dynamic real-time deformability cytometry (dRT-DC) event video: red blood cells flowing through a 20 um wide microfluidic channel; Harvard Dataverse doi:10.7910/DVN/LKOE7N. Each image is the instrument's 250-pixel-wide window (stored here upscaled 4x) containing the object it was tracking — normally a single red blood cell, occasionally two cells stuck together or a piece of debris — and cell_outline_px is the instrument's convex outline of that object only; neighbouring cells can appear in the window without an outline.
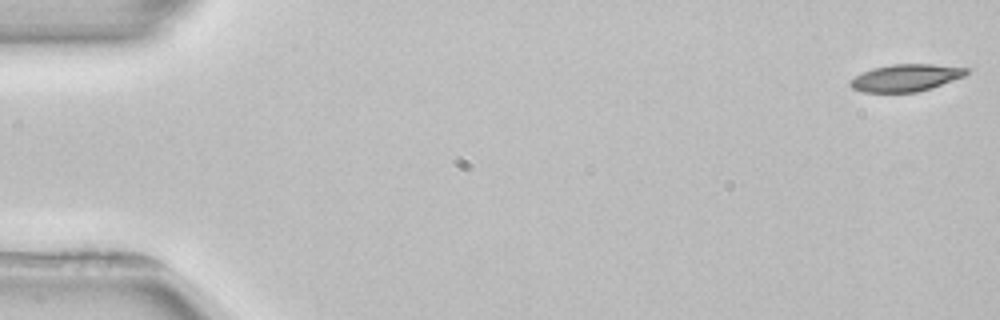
{"species": "common noctule bat (a hibernating species)", "species_latin": "Nyctalus noctula", "temperature_condition": "room temperature", "stored_images_in_passage": 53, "camera_frame_rate_fps": 3000, "um_per_image_px": 0.085, "animal": {"sex": "female", "body_mass_g": 22.7, "forearm_length_mm": 54.2}, "frame": {"image": 1, "passage_image": 1, "time_ms": 0.0, "image_size_px": [1000, 320], "cell_outline_px": [[972, 68], [964, 76], [932, 88], [916, 92], [860, 92], [852, 88], [848, 84], [848, 80], [872, 68], [892, 64], [932, 64]], "centroid_in_image_um": [76.99, 6.61], "position_along_channel_um": 8.0, "area_um2": 18.5}}
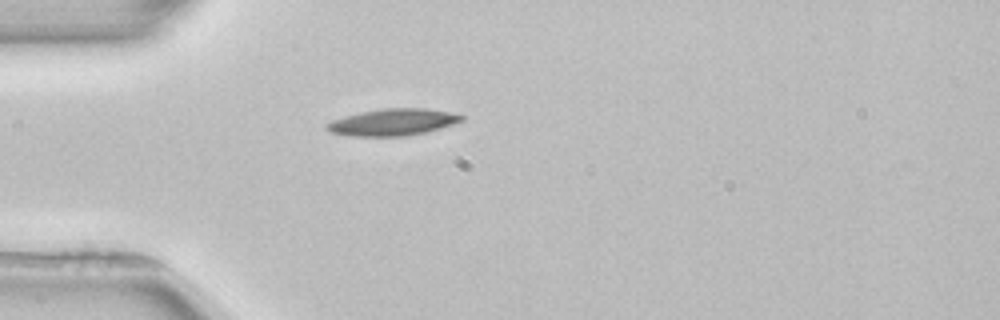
{"frame": {"image": 2, "passage_image": 15, "time_ms": 4.667, "image_size_px": [1000, 320], "cell_outline_px": [[464, 120], [440, 128], [408, 136], [348, 136], [328, 132], [324, 128], [324, 124], [332, 120], [344, 116], [360, 112], [384, 108], [428, 108], [448, 112], [464, 116]], "centroid_in_image_um": [33.32, 10.39], "position_along_channel_um": 51.7, "area_um2": 21.15}}
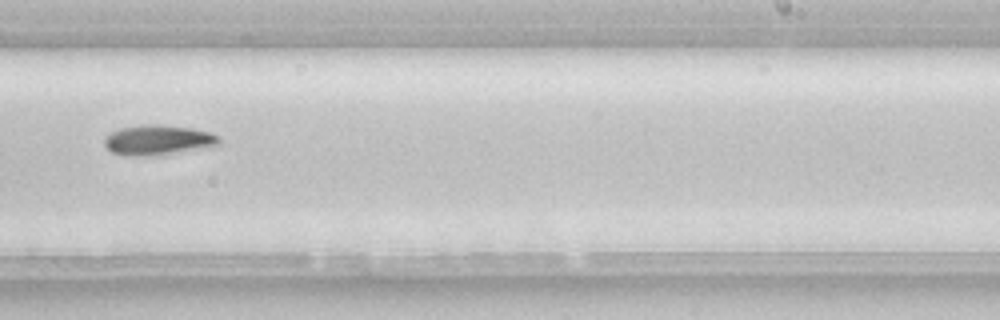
{"frame": {"image": 3, "passage_image": 33, "time_ms": 10.667, "image_size_px": [1000, 320], "cell_outline_px": [[220, 144], [212, 148], [152, 156], [128, 156], [112, 152], [104, 144], [104, 136], [120, 128], [140, 124], [160, 124], [192, 128], [208, 132], [220, 136]], "centroid_in_image_um": [13.47, 11.91], "position_along_channel_um": 275.5, "area_um2": 20.58}, "authors_computed_cell_mechanics": {"area_um2": 19.074, "velocity_mm_per_s": 3.9234, "shape_relaxation_time_tau1_ms": 3.464, "shape_relaxation_time_tau2_ms": null, "deformation_change_tau1": 0.1269, "deformation_change_tau2": null}}